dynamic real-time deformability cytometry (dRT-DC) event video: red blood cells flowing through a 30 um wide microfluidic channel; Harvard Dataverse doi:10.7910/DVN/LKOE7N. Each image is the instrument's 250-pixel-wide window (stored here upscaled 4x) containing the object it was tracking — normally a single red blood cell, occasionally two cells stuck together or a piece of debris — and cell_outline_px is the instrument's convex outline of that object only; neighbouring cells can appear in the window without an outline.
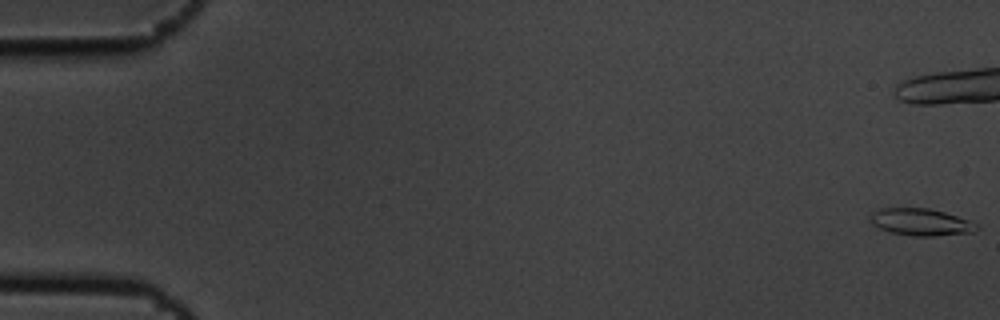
{"species": "common noctule bat (a hibernating species)", "species_latin": "Nyctalus noctula", "temperature_condition": "cold", "stored_images_in_passage": 9, "camera_frame_rate_fps": 3000, "um_per_image_px": 0.085, "animal": {"sex": "male", "body_mass_g": 19.5, "forearm_length_mm": 54.6}, "frame": {"image": 1, "passage_image": 1, "time_ms": 0.0, "image_size_px": [1000, 320], "cell_outline_px": [[980, 228], [972, 232], [932, 236], [912, 236], [888, 232], [872, 224], [872, 212], [880, 208], [928, 208], [944, 212], [980, 224]], "centroid_in_image_um": [78.29, 18.88], "position_along_channel_um": 6.7, "area_um2": 16.7}}
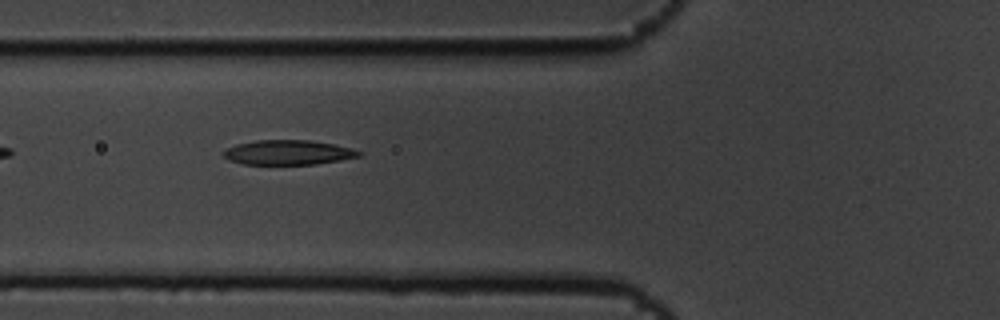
{"frame": {"image": 2, "passage_image": 8, "time_ms": 2.333, "image_size_px": [1000, 320], "cell_outline_px": [[364, 152], [360, 156], [340, 160], [316, 164], [244, 164], [228, 160], [224, 156], [224, 152], [228, 148], [236, 144], [256, 140], [308, 140], [336, 144], [352, 148]], "centroid_in_image_um": [24.53, 12.95], "position_along_channel_um": 101.3, "area_um2": 19.48}}
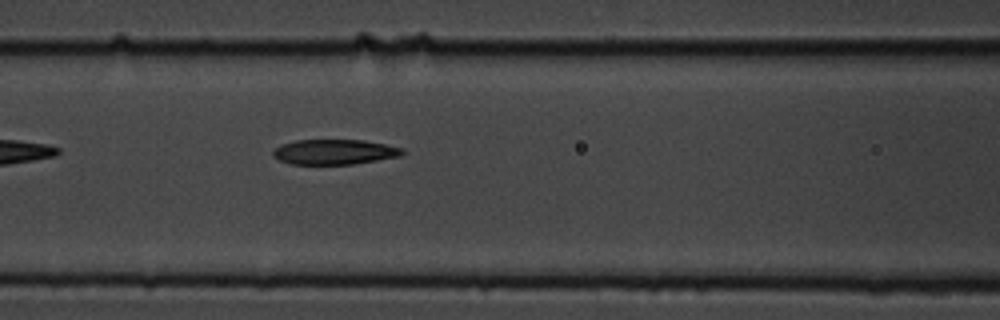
{"frame": {"image": 3, "passage_image": 9, "time_ms": 2.667, "image_size_px": [1000, 320], "cell_outline_px": [[404, 152], [400, 156], [352, 164], [292, 164], [280, 160], [272, 156], [272, 152], [280, 144], [296, 140], [364, 140], [384, 144], [400, 148]], "centroid_in_image_um": [28.38, 12.91], "position_along_channel_um": 138.2, "area_um2": 18.73}}